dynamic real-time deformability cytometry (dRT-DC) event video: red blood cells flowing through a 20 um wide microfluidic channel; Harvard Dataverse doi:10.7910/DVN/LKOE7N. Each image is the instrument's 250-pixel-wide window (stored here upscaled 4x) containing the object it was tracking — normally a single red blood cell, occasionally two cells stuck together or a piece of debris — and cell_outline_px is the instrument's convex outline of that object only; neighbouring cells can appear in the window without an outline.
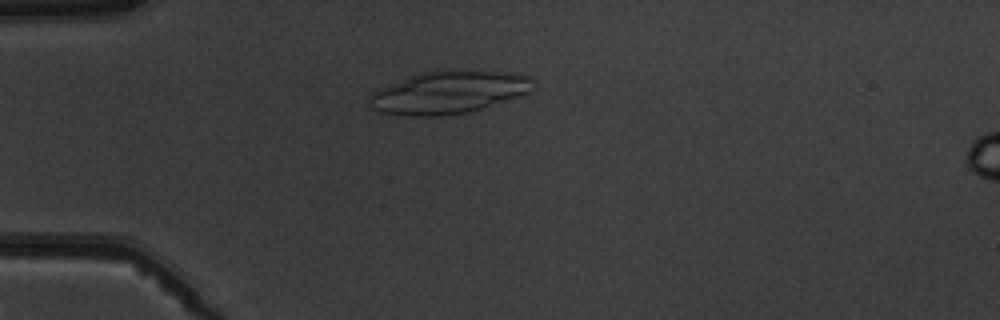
{"species": "common noctule bat (a hibernating species)", "species_latin": "Nyctalus noctula", "temperature_condition": "warm", "stored_images_in_passage": 6, "camera_frame_rate_fps": 3000, "um_per_image_px": 0.085, "animal": {"sex": "male", "body_mass_g": 19.5, "forearm_length_mm": 54.6}, "frame": {"image": 1, "passage_image": 6, "time_ms": 6.667, "image_size_px": [1000, 320], "cell_outline_px": [[532, 80], [528, 92], [468, 112], [436, 116], [412, 116], [380, 112], [372, 108], [368, 100], [368, 96], [372, 92], [380, 88], [412, 76], [424, 72], [512, 72], [532, 76]], "centroid_in_image_um": [38.07, 7.88], "position_along_channel_um": 46.9, "area_um2": 39.13}}